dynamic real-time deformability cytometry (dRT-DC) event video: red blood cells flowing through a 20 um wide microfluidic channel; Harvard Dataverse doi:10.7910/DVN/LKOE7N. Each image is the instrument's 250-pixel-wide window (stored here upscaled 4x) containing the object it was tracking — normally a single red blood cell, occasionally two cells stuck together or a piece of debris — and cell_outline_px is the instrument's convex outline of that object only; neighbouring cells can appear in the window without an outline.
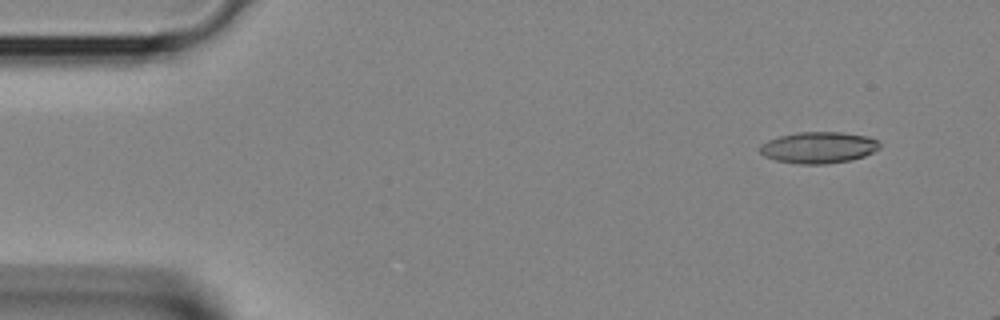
{"species": "Egyptian fruit bat (a non-hibernating species)", "species_latin": "Rousettus aegyptiacus", "temperature_condition": "room temperature", "stored_images_in_passage": 9, "camera_frame_rate_fps": 3000, "um_per_image_px": 0.085, "animal": {"sex": "female"}, "frame": {"image": 1, "passage_image": 1, "time_ms": 0.0, "image_size_px": [1000, 320], "cell_outline_px": [[880, 148], [864, 156], [852, 160], [828, 164], [800, 164], [776, 160], [764, 156], [760, 152], [760, 144], [768, 140], [780, 136], [796, 132], [840, 132], [868, 136], [876, 140], [880, 144]], "centroid_in_image_um": [69.58, 12.54], "position_along_channel_um": 15.4, "area_um2": 21.96}}